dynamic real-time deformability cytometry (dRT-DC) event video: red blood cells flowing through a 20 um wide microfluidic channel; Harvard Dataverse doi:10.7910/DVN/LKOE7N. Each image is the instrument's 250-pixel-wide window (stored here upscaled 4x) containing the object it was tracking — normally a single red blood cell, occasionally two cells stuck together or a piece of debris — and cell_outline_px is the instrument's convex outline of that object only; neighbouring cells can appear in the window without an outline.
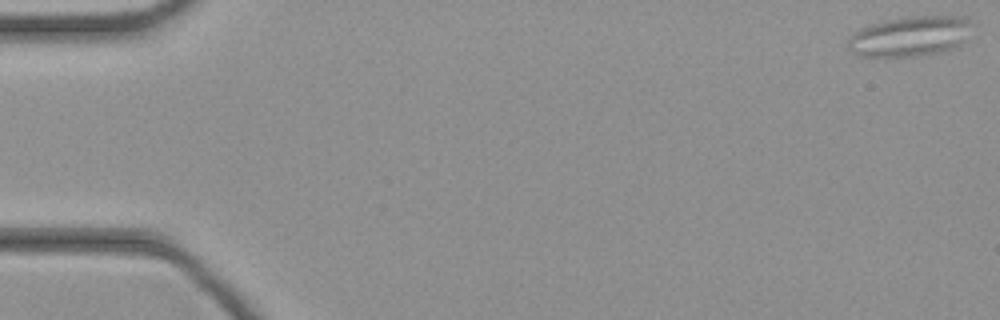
{"species": "common noctule bat (a hibernating species)", "species_latin": "Nyctalus noctula", "temperature_condition": "cold", "stored_images_in_passage": 46, "camera_frame_rate_fps": 3000, "um_per_image_px": 0.085, "animal": {"sex": "female", "body_mass_g": 21.9}, "frame": {"image": 1, "passage_image": 1, "time_ms": 0.0, "image_size_px": [1000, 320], "cell_outline_px": [[976, 24], [960, 44], [956, 48], [940, 52], [916, 56], [860, 56], [852, 52], [848, 48], [848, 40], [856, 32], [872, 24], [884, 20], [900, 16], [960, 16]], "centroid_in_image_um": [77.4, 3.07], "position_along_channel_um": 7.6, "area_um2": 29.07}}
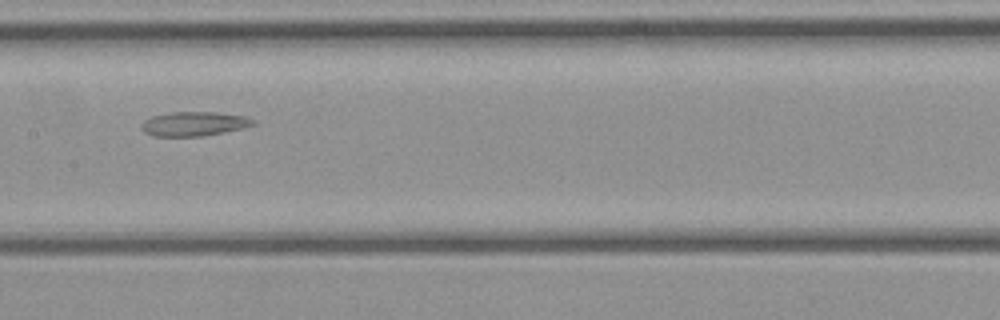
{"frame": {"image": 2, "passage_image": 23, "time_ms": 7.333, "image_size_px": [1000, 320], "cell_outline_px": [[256, 124], [244, 128], [204, 136], [152, 136], [144, 132], [140, 128], [140, 124], [144, 120], [152, 116], [172, 112], [216, 112], [244, 116], [256, 120]], "centroid_in_image_um": [16.49, 10.53], "position_along_channel_um": 190.9, "area_um2": 15.95}}
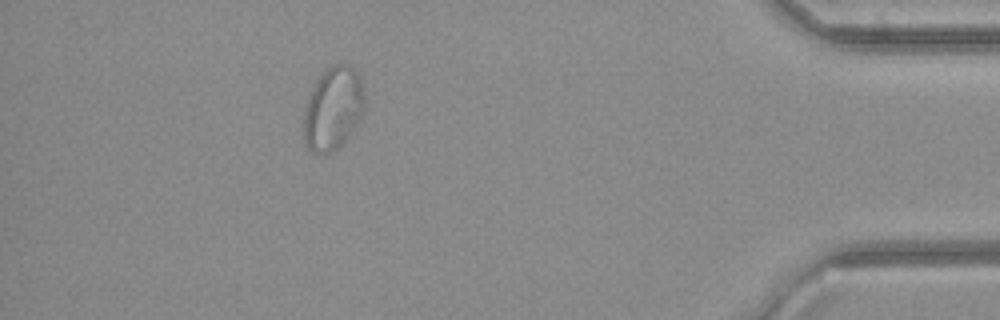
{"frame": {"image": 3, "passage_image": 41, "time_ms": 13.333, "image_size_px": [1000, 320], "cell_outline_px": [[364, 108], [360, 120], [344, 140], [336, 148], [328, 152], [312, 152], [304, 144], [304, 112], [308, 96], [316, 80], [332, 64], [348, 64], [356, 72], [360, 80], [364, 92]], "centroid_in_image_um": [28.3, 9.2], "position_along_channel_um": 406.9, "area_um2": 29.02}}